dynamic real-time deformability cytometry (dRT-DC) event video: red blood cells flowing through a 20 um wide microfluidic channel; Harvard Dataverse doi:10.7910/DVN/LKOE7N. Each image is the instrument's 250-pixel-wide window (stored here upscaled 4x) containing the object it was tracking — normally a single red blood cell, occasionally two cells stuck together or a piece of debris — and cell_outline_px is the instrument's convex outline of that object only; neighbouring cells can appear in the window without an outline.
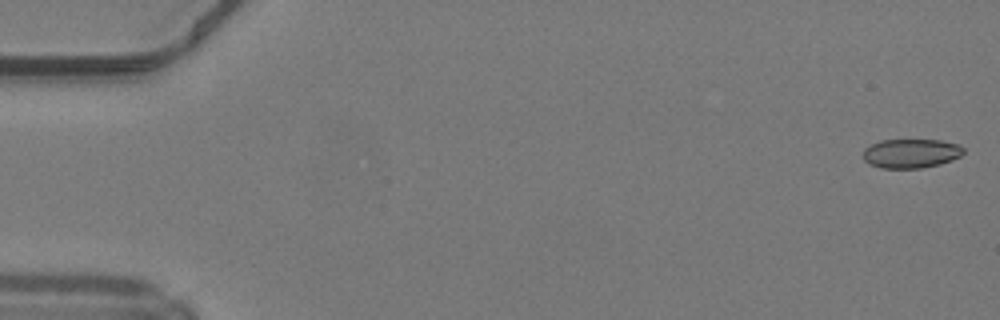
{"species": "common noctule bat (a hibernating species)", "species_latin": "Nyctalus noctula", "temperature_condition": "warm", "stored_images_in_passage": 9, "camera_frame_rate_fps": 3000, "um_per_image_px": 0.085, "animal": {"sex": "male", "body_mass_g": 19.2, "forearm_length_mm": 51.8}, "frame": {"image": 1, "passage_image": 1, "time_ms": 0.0, "image_size_px": [1000, 320], "cell_outline_px": [[964, 152], [960, 156], [952, 160], [940, 164], [920, 168], [880, 168], [868, 164], [864, 160], [864, 148], [880, 140], [940, 140], [960, 144], [964, 148]], "centroid_in_image_um": [77.44, 13.04], "position_along_channel_um": 7.6, "area_um2": 17.17}}